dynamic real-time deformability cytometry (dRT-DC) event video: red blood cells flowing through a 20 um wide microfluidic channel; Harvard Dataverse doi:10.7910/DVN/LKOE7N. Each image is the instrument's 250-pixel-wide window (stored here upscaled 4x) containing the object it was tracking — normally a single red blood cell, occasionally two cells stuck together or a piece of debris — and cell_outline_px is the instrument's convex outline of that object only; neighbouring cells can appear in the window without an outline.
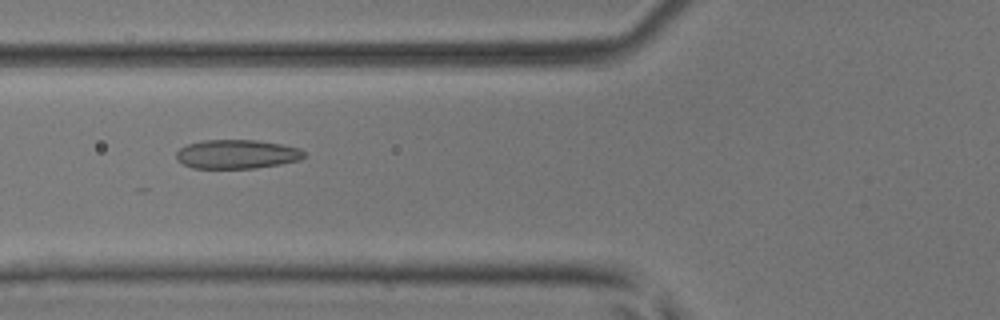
{"species": "common noctule bat (a hibernating species)", "species_latin": "Nyctalus noctula", "temperature_condition": "room temperature", "stored_images_in_passage": 38, "camera_frame_rate_fps": 3000, "um_per_image_px": 0.085, "animal": {"sex": "male", "body_mass_g": 17.9, "forearm_length_mm": 54.2}, "frame": {"image": 1, "passage_image": 7, "time_ms": 2.0, "image_size_px": [1000, 320], "cell_outline_px": [[304, 156], [300, 160], [280, 164], [256, 168], [192, 168], [176, 160], [176, 152], [180, 148], [188, 144], [204, 140], [256, 140], [280, 144], [300, 148], [304, 152]], "centroid_in_image_um": [20.12, 13.11], "position_along_channel_um": 105.7, "area_um2": 21.56}}
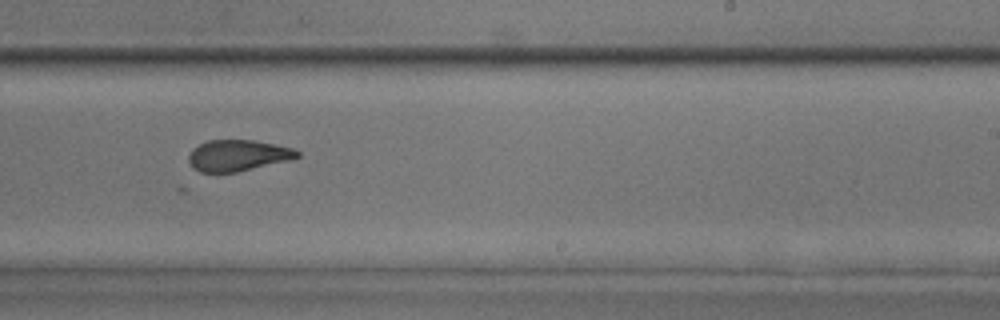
{"frame": {"image": 2, "passage_image": 19, "time_ms": 6.0, "image_size_px": [1000, 320], "cell_outline_px": [[300, 156], [288, 160], [236, 172], [200, 172], [192, 168], [188, 160], [188, 156], [192, 148], [208, 140], [252, 140], [276, 144], [292, 148], [300, 152]], "centroid_in_image_um": [20.18, 13.21], "position_along_channel_um": 268.8, "area_um2": 19.65}}
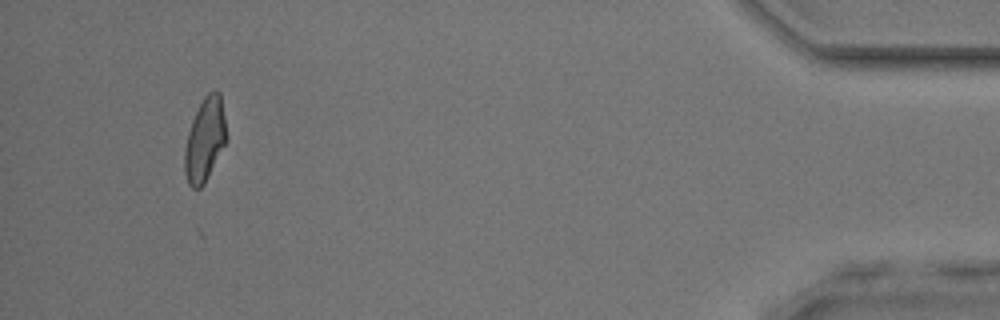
{"frame": {"image": 3, "passage_image": 35, "time_ms": 11.333, "image_size_px": [1000, 320], "cell_outline_px": [[228, 140], [204, 184], [200, 188], [192, 188], [188, 184], [184, 172], [184, 152], [188, 132], [192, 120], [204, 96], [208, 92], [216, 88], [220, 92], [228, 136]], "centroid_in_image_um": [17.43, 11.87], "position_along_channel_um": 417.8, "area_um2": 20.63}, "authors_computed_cell_mechanics": {"area_um2": 20.6924, "velocity_mm_per_s": 4.0968, "shape_relaxation_time_tau1_ms": null, "shape_relaxation_time_tau2_ms": 1.8724, "deformation_change_tau1": null, "deformation_change_tau2": 0.0941}}